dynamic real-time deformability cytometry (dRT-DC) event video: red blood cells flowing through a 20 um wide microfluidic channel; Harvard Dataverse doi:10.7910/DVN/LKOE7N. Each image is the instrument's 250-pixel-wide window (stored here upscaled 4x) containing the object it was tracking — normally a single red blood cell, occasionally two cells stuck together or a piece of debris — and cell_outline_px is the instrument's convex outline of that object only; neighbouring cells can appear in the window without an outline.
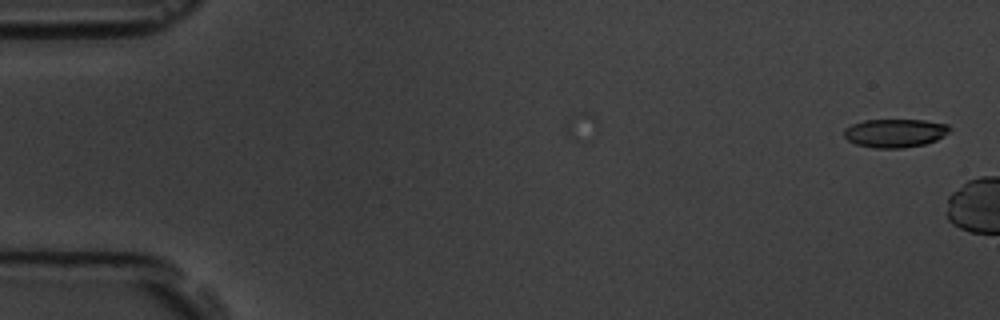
{"species": "common noctule bat (a hibernating species)", "species_latin": "Nyctalus noctula", "temperature_condition": "room temperature", "stored_images_in_passage": 6, "camera_frame_rate_fps": 3000, "um_per_image_px": 0.085, "animal": {"sex": "male", "body_mass_g": 19.5, "forearm_length_mm": 54.6}, "frame": {"image": 1, "passage_image": 1, "time_ms": 0.0, "image_size_px": [1000, 320], "cell_outline_px": [[952, 128], [944, 136], [936, 140], [924, 144], [904, 148], [876, 148], [856, 144], [848, 140], [844, 136], [844, 128], [852, 124], [864, 120], [924, 120], [948, 124]], "centroid_in_image_um": [76.08, 11.3], "position_along_channel_um": 8.9, "area_um2": 17.57}}